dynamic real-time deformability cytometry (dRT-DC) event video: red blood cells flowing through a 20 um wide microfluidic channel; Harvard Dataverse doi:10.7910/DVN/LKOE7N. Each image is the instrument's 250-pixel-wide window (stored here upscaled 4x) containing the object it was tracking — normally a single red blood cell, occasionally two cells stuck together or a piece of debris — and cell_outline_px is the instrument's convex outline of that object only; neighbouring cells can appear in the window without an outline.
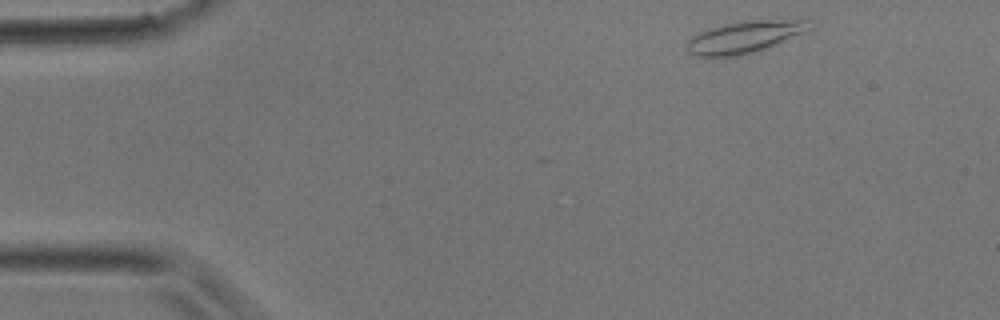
{"species": "common noctule bat (a hibernating species)", "species_latin": "Nyctalus noctula", "temperature_condition": "room temperature", "stored_images_in_passage": 34, "camera_frame_rate_fps": 3000, "um_per_image_px": 0.085, "animal": {"sex": "male", "body_mass_g": 17.9}, "frame": {"image": 1, "passage_image": 1, "time_ms": 0.0, "image_size_px": [1000, 320], "cell_outline_px": [[812, 28], [804, 32], [764, 48], [752, 52], [736, 56], [696, 56], [688, 52], [688, 40], [692, 36], [708, 28], [720, 24], [744, 20], [808, 20]], "centroid_in_image_um": [63.24, 3.12], "position_along_channel_um": 21.8, "area_um2": 22.37}}
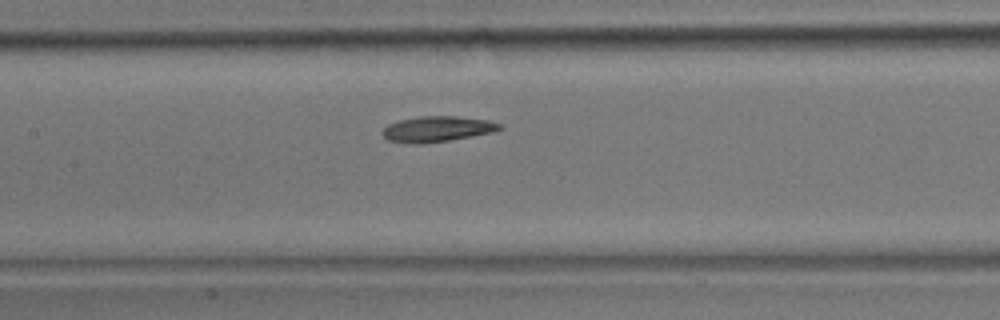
{"frame": {"image": 2, "passage_image": 15, "time_ms": 4.667, "image_size_px": [1000, 320], "cell_outline_px": [[504, 128], [492, 132], [448, 140], [420, 144], [412, 144], [388, 140], [380, 132], [388, 124], [400, 120], [420, 116], [456, 116], [484, 120], [500, 124]], "centroid_in_image_um": [37.1, 10.97], "position_along_channel_um": 170.3, "area_um2": 17.22}}
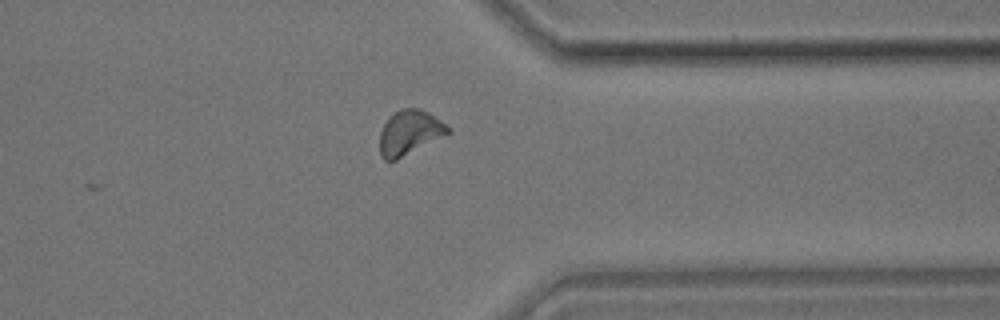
{"frame": {"image": 3, "passage_image": 28, "time_ms": 9.0, "image_size_px": [1000, 320], "cell_outline_px": [[452, 132], [396, 160], [384, 160], [380, 156], [380, 132], [384, 124], [400, 108], [420, 108], [428, 112], [452, 128]], "centroid_in_image_um": [34.84, 11.27], "position_along_channel_um": 376.6, "area_um2": 17.63}}